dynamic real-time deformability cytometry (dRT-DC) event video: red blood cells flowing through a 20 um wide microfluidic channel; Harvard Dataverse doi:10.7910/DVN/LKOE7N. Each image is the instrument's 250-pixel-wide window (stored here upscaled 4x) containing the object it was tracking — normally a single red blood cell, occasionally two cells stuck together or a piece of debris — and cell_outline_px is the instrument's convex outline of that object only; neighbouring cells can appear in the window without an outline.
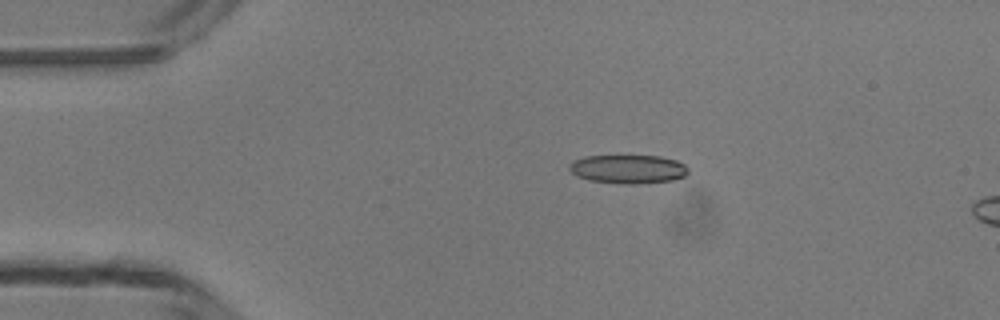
{"species": "common noctule bat (a hibernating species)", "species_latin": "Nyctalus noctula", "temperature_condition": "room temperature", "stored_images_in_passage": 2, "camera_frame_rate_fps": 3000, "um_per_image_px": 0.085, "animal": {"sex": "male", "body_mass_g": 13.3}, "frame": {"image": 1, "passage_image": 1, "time_ms": 0.0, "image_size_px": [1000, 320], "cell_outline_px": [[688, 172], [684, 176], [672, 180], [636, 184], [620, 184], [588, 180], [576, 176], [568, 168], [568, 164], [584, 156], [660, 156], [676, 160], [684, 164], [688, 168]], "centroid_in_image_um": [53.37, 14.38], "position_along_channel_um": 31.6, "area_um2": 19.94}}